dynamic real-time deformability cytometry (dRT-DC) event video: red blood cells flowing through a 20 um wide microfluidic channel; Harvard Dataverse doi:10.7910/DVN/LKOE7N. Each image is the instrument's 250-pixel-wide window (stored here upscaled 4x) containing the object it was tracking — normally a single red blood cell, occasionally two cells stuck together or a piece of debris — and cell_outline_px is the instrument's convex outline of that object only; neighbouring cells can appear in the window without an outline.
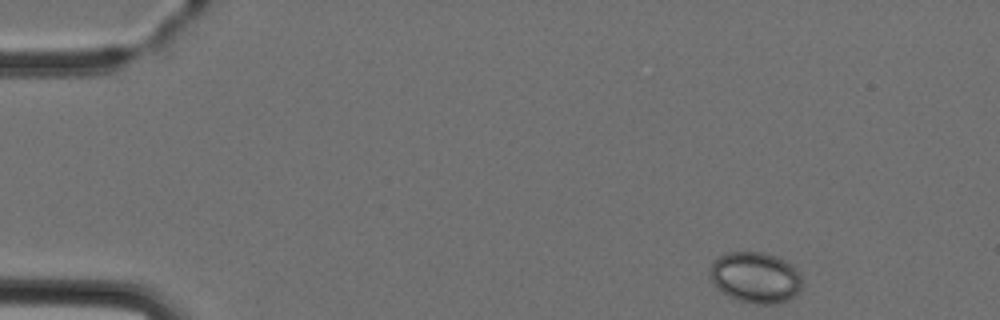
{"species": "Egyptian fruit bat (a non-hibernating species)", "species_latin": "Rousettus aegyptiacus", "temperature_condition": "cold", "stored_images_in_passage": 3, "camera_frame_rate_fps": 3000, "um_per_image_px": 0.085, "animal": {"sex": "female"}, "frame": {"image": 1, "passage_image": 1, "time_ms": 0.0, "image_size_px": [1000, 320], "cell_outline_px": [[800, 288], [788, 300], [776, 304], [756, 304], [740, 300], [728, 296], [716, 288], [712, 280], [708, 268], [712, 260], [728, 252], [764, 252], [776, 256], [784, 260], [800, 276]], "centroid_in_image_um": [64.14, 23.58], "position_along_channel_um": 20.9, "area_um2": 27.11}}